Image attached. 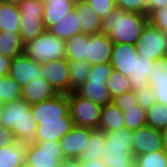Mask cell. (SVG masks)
Returning <instances> with one entry per match:
<instances>
[{
	"instance_id": "6da1fadb",
	"label": "cell",
	"mask_w": 167,
	"mask_h": 167,
	"mask_svg": "<svg viewBox=\"0 0 167 167\" xmlns=\"http://www.w3.org/2000/svg\"><path fill=\"white\" fill-rule=\"evenodd\" d=\"M147 23V15L115 8L103 18L102 33H106L114 44L135 45Z\"/></svg>"
},
{
	"instance_id": "7a4b0ae2",
	"label": "cell",
	"mask_w": 167,
	"mask_h": 167,
	"mask_svg": "<svg viewBox=\"0 0 167 167\" xmlns=\"http://www.w3.org/2000/svg\"><path fill=\"white\" fill-rule=\"evenodd\" d=\"M0 125L12 130L17 141L33 143L37 123L30 110V104L21 99L0 105Z\"/></svg>"
},
{
	"instance_id": "3957f363",
	"label": "cell",
	"mask_w": 167,
	"mask_h": 167,
	"mask_svg": "<svg viewBox=\"0 0 167 167\" xmlns=\"http://www.w3.org/2000/svg\"><path fill=\"white\" fill-rule=\"evenodd\" d=\"M133 131L123 127L106 133L101 160L107 167H135Z\"/></svg>"
},
{
	"instance_id": "277c9868",
	"label": "cell",
	"mask_w": 167,
	"mask_h": 167,
	"mask_svg": "<svg viewBox=\"0 0 167 167\" xmlns=\"http://www.w3.org/2000/svg\"><path fill=\"white\" fill-rule=\"evenodd\" d=\"M113 71L111 63L98 64L91 66L87 80L74 92L93 103L104 106L112 103L106 81Z\"/></svg>"
},
{
	"instance_id": "5b68a950",
	"label": "cell",
	"mask_w": 167,
	"mask_h": 167,
	"mask_svg": "<svg viewBox=\"0 0 167 167\" xmlns=\"http://www.w3.org/2000/svg\"><path fill=\"white\" fill-rule=\"evenodd\" d=\"M65 49V41L46 30L35 40L26 42L23 53L36 63L42 64L65 58Z\"/></svg>"
},
{
	"instance_id": "8992f818",
	"label": "cell",
	"mask_w": 167,
	"mask_h": 167,
	"mask_svg": "<svg viewBox=\"0 0 167 167\" xmlns=\"http://www.w3.org/2000/svg\"><path fill=\"white\" fill-rule=\"evenodd\" d=\"M21 18L19 34L23 44L35 40L46 31L43 22V0H23L18 5Z\"/></svg>"
},
{
	"instance_id": "52a82bcc",
	"label": "cell",
	"mask_w": 167,
	"mask_h": 167,
	"mask_svg": "<svg viewBox=\"0 0 167 167\" xmlns=\"http://www.w3.org/2000/svg\"><path fill=\"white\" fill-rule=\"evenodd\" d=\"M64 159L59 141H34L27 146L25 165L29 167H58Z\"/></svg>"
},
{
	"instance_id": "ba28073f",
	"label": "cell",
	"mask_w": 167,
	"mask_h": 167,
	"mask_svg": "<svg viewBox=\"0 0 167 167\" xmlns=\"http://www.w3.org/2000/svg\"><path fill=\"white\" fill-rule=\"evenodd\" d=\"M69 114L75 126L98 129L102 106L78 96L75 92L68 94Z\"/></svg>"
},
{
	"instance_id": "9c48e42d",
	"label": "cell",
	"mask_w": 167,
	"mask_h": 167,
	"mask_svg": "<svg viewBox=\"0 0 167 167\" xmlns=\"http://www.w3.org/2000/svg\"><path fill=\"white\" fill-rule=\"evenodd\" d=\"M138 55L150 60H159L167 56L166 34L147 23L135 44Z\"/></svg>"
},
{
	"instance_id": "30bf717a",
	"label": "cell",
	"mask_w": 167,
	"mask_h": 167,
	"mask_svg": "<svg viewBox=\"0 0 167 167\" xmlns=\"http://www.w3.org/2000/svg\"><path fill=\"white\" fill-rule=\"evenodd\" d=\"M30 110L37 125L40 121L61 120L69 113L68 95L58 94L43 102L31 104Z\"/></svg>"
},
{
	"instance_id": "8fae6325",
	"label": "cell",
	"mask_w": 167,
	"mask_h": 167,
	"mask_svg": "<svg viewBox=\"0 0 167 167\" xmlns=\"http://www.w3.org/2000/svg\"><path fill=\"white\" fill-rule=\"evenodd\" d=\"M43 78L58 94H69V63L66 58L41 64Z\"/></svg>"
},
{
	"instance_id": "7c38bea8",
	"label": "cell",
	"mask_w": 167,
	"mask_h": 167,
	"mask_svg": "<svg viewBox=\"0 0 167 167\" xmlns=\"http://www.w3.org/2000/svg\"><path fill=\"white\" fill-rule=\"evenodd\" d=\"M86 62L90 66L110 63L114 43L106 33L87 34Z\"/></svg>"
},
{
	"instance_id": "4fadbf2b",
	"label": "cell",
	"mask_w": 167,
	"mask_h": 167,
	"mask_svg": "<svg viewBox=\"0 0 167 167\" xmlns=\"http://www.w3.org/2000/svg\"><path fill=\"white\" fill-rule=\"evenodd\" d=\"M8 75L23 88L31 81L43 78V71L41 64L36 63L22 53L11 59Z\"/></svg>"
},
{
	"instance_id": "5bb4252c",
	"label": "cell",
	"mask_w": 167,
	"mask_h": 167,
	"mask_svg": "<svg viewBox=\"0 0 167 167\" xmlns=\"http://www.w3.org/2000/svg\"><path fill=\"white\" fill-rule=\"evenodd\" d=\"M133 141L134 157L165 149L161 131L147 125L133 131Z\"/></svg>"
},
{
	"instance_id": "9a60e30c",
	"label": "cell",
	"mask_w": 167,
	"mask_h": 167,
	"mask_svg": "<svg viewBox=\"0 0 167 167\" xmlns=\"http://www.w3.org/2000/svg\"><path fill=\"white\" fill-rule=\"evenodd\" d=\"M90 137V128L73 126L60 140L62 153L65 159H77L87 145Z\"/></svg>"
},
{
	"instance_id": "2e32d148",
	"label": "cell",
	"mask_w": 167,
	"mask_h": 167,
	"mask_svg": "<svg viewBox=\"0 0 167 167\" xmlns=\"http://www.w3.org/2000/svg\"><path fill=\"white\" fill-rule=\"evenodd\" d=\"M73 126V119L69 113L61 120L40 121L34 141H59Z\"/></svg>"
},
{
	"instance_id": "e0dca14e",
	"label": "cell",
	"mask_w": 167,
	"mask_h": 167,
	"mask_svg": "<svg viewBox=\"0 0 167 167\" xmlns=\"http://www.w3.org/2000/svg\"><path fill=\"white\" fill-rule=\"evenodd\" d=\"M138 54L133 44H114L111 55V65L114 70L129 77L134 73L135 60Z\"/></svg>"
},
{
	"instance_id": "ac0fdd59",
	"label": "cell",
	"mask_w": 167,
	"mask_h": 167,
	"mask_svg": "<svg viewBox=\"0 0 167 167\" xmlns=\"http://www.w3.org/2000/svg\"><path fill=\"white\" fill-rule=\"evenodd\" d=\"M76 0H45L43 22L46 30L75 9Z\"/></svg>"
},
{
	"instance_id": "d6986e66",
	"label": "cell",
	"mask_w": 167,
	"mask_h": 167,
	"mask_svg": "<svg viewBox=\"0 0 167 167\" xmlns=\"http://www.w3.org/2000/svg\"><path fill=\"white\" fill-rule=\"evenodd\" d=\"M75 10L81 22V33L94 35L102 32V21L95 14L88 1H76Z\"/></svg>"
},
{
	"instance_id": "ffe728a7",
	"label": "cell",
	"mask_w": 167,
	"mask_h": 167,
	"mask_svg": "<svg viewBox=\"0 0 167 167\" xmlns=\"http://www.w3.org/2000/svg\"><path fill=\"white\" fill-rule=\"evenodd\" d=\"M22 89V99L30 105L43 102L58 95L44 78L35 79L27 83Z\"/></svg>"
},
{
	"instance_id": "44dd1931",
	"label": "cell",
	"mask_w": 167,
	"mask_h": 167,
	"mask_svg": "<svg viewBox=\"0 0 167 167\" xmlns=\"http://www.w3.org/2000/svg\"><path fill=\"white\" fill-rule=\"evenodd\" d=\"M28 143L15 140L6 147H0V167H23Z\"/></svg>"
},
{
	"instance_id": "7402d4cb",
	"label": "cell",
	"mask_w": 167,
	"mask_h": 167,
	"mask_svg": "<svg viewBox=\"0 0 167 167\" xmlns=\"http://www.w3.org/2000/svg\"><path fill=\"white\" fill-rule=\"evenodd\" d=\"M80 24L77 12L74 9L59 20L57 24L51 26L48 31L59 39L66 41L70 37L81 33Z\"/></svg>"
},
{
	"instance_id": "603a6c76",
	"label": "cell",
	"mask_w": 167,
	"mask_h": 167,
	"mask_svg": "<svg viewBox=\"0 0 167 167\" xmlns=\"http://www.w3.org/2000/svg\"><path fill=\"white\" fill-rule=\"evenodd\" d=\"M106 143V132L100 129H90V137L82 153L77 157L79 162L101 159V153Z\"/></svg>"
},
{
	"instance_id": "cb8c5ba5",
	"label": "cell",
	"mask_w": 167,
	"mask_h": 167,
	"mask_svg": "<svg viewBox=\"0 0 167 167\" xmlns=\"http://www.w3.org/2000/svg\"><path fill=\"white\" fill-rule=\"evenodd\" d=\"M125 127L123 112L113 103L102 106L98 129L106 133Z\"/></svg>"
},
{
	"instance_id": "d4e9b609",
	"label": "cell",
	"mask_w": 167,
	"mask_h": 167,
	"mask_svg": "<svg viewBox=\"0 0 167 167\" xmlns=\"http://www.w3.org/2000/svg\"><path fill=\"white\" fill-rule=\"evenodd\" d=\"M153 63L154 60L138 55L135 60L134 73L128 77L131 91L150 86L148 76Z\"/></svg>"
},
{
	"instance_id": "484cf974",
	"label": "cell",
	"mask_w": 167,
	"mask_h": 167,
	"mask_svg": "<svg viewBox=\"0 0 167 167\" xmlns=\"http://www.w3.org/2000/svg\"><path fill=\"white\" fill-rule=\"evenodd\" d=\"M20 18L17 5L0 1V31L19 33Z\"/></svg>"
},
{
	"instance_id": "4316f807",
	"label": "cell",
	"mask_w": 167,
	"mask_h": 167,
	"mask_svg": "<svg viewBox=\"0 0 167 167\" xmlns=\"http://www.w3.org/2000/svg\"><path fill=\"white\" fill-rule=\"evenodd\" d=\"M87 34L79 33L65 41V58L68 62L86 61Z\"/></svg>"
},
{
	"instance_id": "83f0119b",
	"label": "cell",
	"mask_w": 167,
	"mask_h": 167,
	"mask_svg": "<svg viewBox=\"0 0 167 167\" xmlns=\"http://www.w3.org/2000/svg\"><path fill=\"white\" fill-rule=\"evenodd\" d=\"M24 52V44L19 33L0 31V54L14 59Z\"/></svg>"
},
{
	"instance_id": "f1b7e54d",
	"label": "cell",
	"mask_w": 167,
	"mask_h": 167,
	"mask_svg": "<svg viewBox=\"0 0 167 167\" xmlns=\"http://www.w3.org/2000/svg\"><path fill=\"white\" fill-rule=\"evenodd\" d=\"M69 63V94L77 90L88 78L91 66L86 61H74Z\"/></svg>"
},
{
	"instance_id": "f546056e",
	"label": "cell",
	"mask_w": 167,
	"mask_h": 167,
	"mask_svg": "<svg viewBox=\"0 0 167 167\" xmlns=\"http://www.w3.org/2000/svg\"><path fill=\"white\" fill-rule=\"evenodd\" d=\"M22 87L9 75L0 77V105L22 98Z\"/></svg>"
},
{
	"instance_id": "4dcf8cb0",
	"label": "cell",
	"mask_w": 167,
	"mask_h": 167,
	"mask_svg": "<svg viewBox=\"0 0 167 167\" xmlns=\"http://www.w3.org/2000/svg\"><path fill=\"white\" fill-rule=\"evenodd\" d=\"M146 125L160 131L167 128V107L156 102L146 110Z\"/></svg>"
},
{
	"instance_id": "1f68e13d",
	"label": "cell",
	"mask_w": 167,
	"mask_h": 167,
	"mask_svg": "<svg viewBox=\"0 0 167 167\" xmlns=\"http://www.w3.org/2000/svg\"><path fill=\"white\" fill-rule=\"evenodd\" d=\"M106 85L112 99L131 91L128 77L114 69L107 78Z\"/></svg>"
},
{
	"instance_id": "d6a6232c",
	"label": "cell",
	"mask_w": 167,
	"mask_h": 167,
	"mask_svg": "<svg viewBox=\"0 0 167 167\" xmlns=\"http://www.w3.org/2000/svg\"><path fill=\"white\" fill-rule=\"evenodd\" d=\"M135 167H167V150H158L135 157Z\"/></svg>"
},
{
	"instance_id": "836d02e7",
	"label": "cell",
	"mask_w": 167,
	"mask_h": 167,
	"mask_svg": "<svg viewBox=\"0 0 167 167\" xmlns=\"http://www.w3.org/2000/svg\"><path fill=\"white\" fill-rule=\"evenodd\" d=\"M123 114L125 128L134 131L140 127L146 126V110L140 105L126 108Z\"/></svg>"
},
{
	"instance_id": "e575fe53",
	"label": "cell",
	"mask_w": 167,
	"mask_h": 167,
	"mask_svg": "<svg viewBox=\"0 0 167 167\" xmlns=\"http://www.w3.org/2000/svg\"><path fill=\"white\" fill-rule=\"evenodd\" d=\"M148 81L150 86L167 85V56L154 61Z\"/></svg>"
},
{
	"instance_id": "d590c367",
	"label": "cell",
	"mask_w": 167,
	"mask_h": 167,
	"mask_svg": "<svg viewBox=\"0 0 167 167\" xmlns=\"http://www.w3.org/2000/svg\"><path fill=\"white\" fill-rule=\"evenodd\" d=\"M116 7L131 13L147 15L148 0H115Z\"/></svg>"
},
{
	"instance_id": "8d00e7d4",
	"label": "cell",
	"mask_w": 167,
	"mask_h": 167,
	"mask_svg": "<svg viewBox=\"0 0 167 167\" xmlns=\"http://www.w3.org/2000/svg\"><path fill=\"white\" fill-rule=\"evenodd\" d=\"M147 18L149 24L167 34V5L152 10Z\"/></svg>"
},
{
	"instance_id": "74e56055",
	"label": "cell",
	"mask_w": 167,
	"mask_h": 167,
	"mask_svg": "<svg viewBox=\"0 0 167 167\" xmlns=\"http://www.w3.org/2000/svg\"><path fill=\"white\" fill-rule=\"evenodd\" d=\"M94 10L95 14L102 21L105 16L110 14L116 7L115 0H86Z\"/></svg>"
},
{
	"instance_id": "f35d334b",
	"label": "cell",
	"mask_w": 167,
	"mask_h": 167,
	"mask_svg": "<svg viewBox=\"0 0 167 167\" xmlns=\"http://www.w3.org/2000/svg\"><path fill=\"white\" fill-rule=\"evenodd\" d=\"M138 104L145 110H148L156 103V95L151 86L140 88L134 91Z\"/></svg>"
},
{
	"instance_id": "ab89813d",
	"label": "cell",
	"mask_w": 167,
	"mask_h": 167,
	"mask_svg": "<svg viewBox=\"0 0 167 167\" xmlns=\"http://www.w3.org/2000/svg\"><path fill=\"white\" fill-rule=\"evenodd\" d=\"M112 103L115 104L123 113L126 108L139 105L134 91H129L113 98Z\"/></svg>"
},
{
	"instance_id": "60d3db41",
	"label": "cell",
	"mask_w": 167,
	"mask_h": 167,
	"mask_svg": "<svg viewBox=\"0 0 167 167\" xmlns=\"http://www.w3.org/2000/svg\"><path fill=\"white\" fill-rule=\"evenodd\" d=\"M15 140L12 130L0 125V147L9 146Z\"/></svg>"
},
{
	"instance_id": "b9f144b4",
	"label": "cell",
	"mask_w": 167,
	"mask_h": 167,
	"mask_svg": "<svg viewBox=\"0 0 167 167\" xmlns=\"http://www.w3.org/2000/svg\"><path fill=\"white\" fill-rule=\"evenodd\" d=\"M156 95V102L167 107V85L151 86Z\"/></svg>"
},
{
	"instance_id": "7bdbcfd3",
	"label": "cell",
	"mask_w": 167,
	"mask_h": 167,
	"mask_svg": "<svg viewBox=\"0 0 167 167\" xmlns=\"http://www.w3.org/2000/svg\"><path fill=\"white\" fill-rule=\"evenodd\" d=\"M11 59L0 54V77L9 74Z\"/></svg>"
},
{
	"instance_id": "ee69618b",
	"label": "cell",
	"mask_w": 167,
	"mask_h": 167,
	"mask_svg": "<svg viewBox=\"0 0 167 167\" xmlns=\"http://www.w3.org/2000/svg\"><path fill=\"white\" fill-rule=\"evenodd\" d=\"M167 5V0H148L147 15L154 9Z\"/></svg>"
},
{
	"instance_id": "f6af8a7d",
	"label": "cell",
	"mask_w": 167,
	"mask_h": 167,
	"mask_svg": "<svg viewBox=\"0 0 167 167\" xmlns=\"http://www.w3.org/2000/svg\"><path fill=\"white\" fill-rule=\"evenodd\" d=\"M80 167H107V165L101 159H96L80 162Z\"/></svg>"
},
{
	"instance_id": "bcb514c9",
	"label": "cell",
	"mask_w": 167,
	"mask_h": 167,
	"mask_svg": "<svg viewBox=\"0 0 167 167\" xmlns=\"http://www.w3.org/2000/svg\"><path fill=\"white\" fill-rule=\"evenodd\" d=\"M58 167H80V162L77 159H64Z\"/></svg>"
},
{
	"instance_id": "7dc6e473",
	"label": "cell",
	"mask_w": 167,
	"mask_h": 167,
	"mask_svg": "<svg viewBox=\"0 0 167 167\" xmlns=\"http://www.w3.org/2000/svg\"><path fill=\"white\" fill-rule=\"evenodd\" d=\"M164 148L167 150V128L161 131Z\"/></svg>"
},
{
	"instance_id": "c3c4849f",
	"label": "cell",
	"mask_w": 167,
	"mask_h": 167,
	"mask_svg": "<svg viewBox=\"0 0 167 167\" xmlns=\"http://www.w3.org/2000/svg\"><path fill=\"white\" fill-rule=\"evenodd\" d=\"M0 1L18 6L23 0H0Z\"/></svg>"
}]
</instances>
